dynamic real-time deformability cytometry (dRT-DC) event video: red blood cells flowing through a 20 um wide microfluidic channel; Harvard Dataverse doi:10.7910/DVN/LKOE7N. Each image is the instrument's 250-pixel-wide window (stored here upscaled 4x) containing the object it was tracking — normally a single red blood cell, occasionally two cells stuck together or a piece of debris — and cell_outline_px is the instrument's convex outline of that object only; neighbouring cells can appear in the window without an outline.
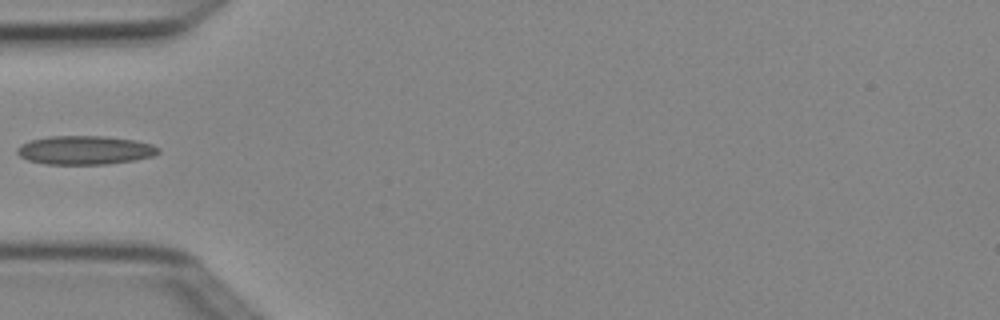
{"species": "Egyptian fruit bat (a non-hibernating species)", "species_latin": "Rousettus aegyptiacus", "temperature_condition": "cold", "stored_images_in_passage": 3, "camera_frame_rate_fps": 3000, "um_per_image_px": 0.085, "animal": {"sex": "female"}, "frame": {"image": 1, "passage_image": 3, "time_ms": 0.667, "image_size_px": [1000, 320], "cell_outline_px": [[160, 152], [152, 156], [136, 160], [104, 164], [44, 164], [28, 160], [20, 156], [16, 152], [16, 148], [20, 144], [32, 140], [48, 136], [104, 136], [136, 140], [152, 144], [160, 148]], "centroid_in_image_um": [7.22, 12.76], "position_along_channel_um": 77.8, "area_um2": 23.76}}